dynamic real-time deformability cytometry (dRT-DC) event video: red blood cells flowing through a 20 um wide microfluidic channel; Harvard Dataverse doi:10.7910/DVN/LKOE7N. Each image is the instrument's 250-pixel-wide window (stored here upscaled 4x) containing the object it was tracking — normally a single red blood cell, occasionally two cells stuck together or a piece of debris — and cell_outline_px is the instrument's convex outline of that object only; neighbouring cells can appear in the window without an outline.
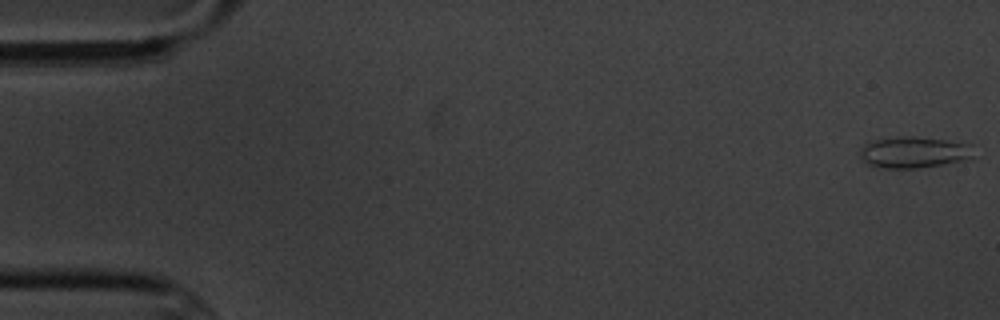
{"species": "common noctule bat (a hibernating species)", "species_latin": "Nyctalus noctula", "temperature_condition": "cold", "stored_images_in_passage": 7, "camera_frame_rate_fps": 3000, "um_per_image_px": 0.085, "animal": {"sex": "male", "body_mass_g": 20.1, "forearm_length_mm": 53.5}, "frame": {"image": 1, "passage_image": 1, "time_ms": 0.0, "image_size_px": [1000, 320], "cell_outline_px": [[972, 156], [960, 160], [940, 164], [916, 168], [884, 168], [868, 164], [860, 156], [860, 148], [864, 144], [876, 140], [900, 136], [912, 136], [944, 140], [972, 144]], "centroid_in_image_um": [77.63, 12.93], "position_along_channel_um": 7.4, "area_um2": 20.29}}
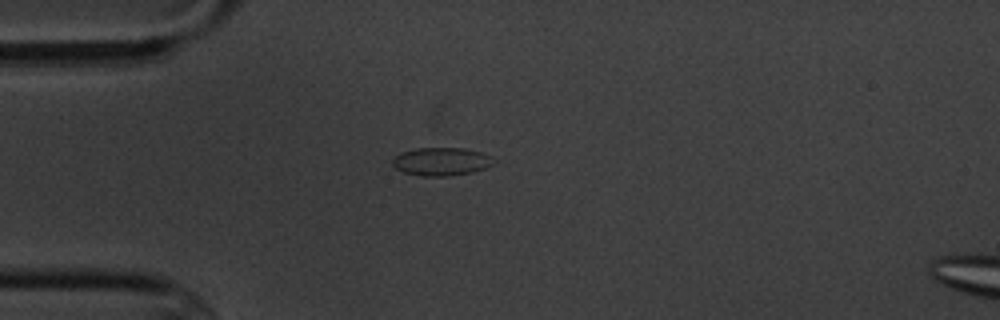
{"frame": {"image": 2, "passage_image": 5, "time_ms": 4.667, "image_size_px": [1000, 320], "cell_outline_px": [[492, 164], [484, 168], [472, 172], [448, 176], [424, 176], [404, 172], [396, 168], [392, 164], [392, 160], [396, 156], [404, 152], [416, 148], [464, 148], [480, 152], [492, 156]], "centroid_in_image_um": [37.51, 13.73], "position_along_channel_um": 47.5, "area_um2": 16.3}}